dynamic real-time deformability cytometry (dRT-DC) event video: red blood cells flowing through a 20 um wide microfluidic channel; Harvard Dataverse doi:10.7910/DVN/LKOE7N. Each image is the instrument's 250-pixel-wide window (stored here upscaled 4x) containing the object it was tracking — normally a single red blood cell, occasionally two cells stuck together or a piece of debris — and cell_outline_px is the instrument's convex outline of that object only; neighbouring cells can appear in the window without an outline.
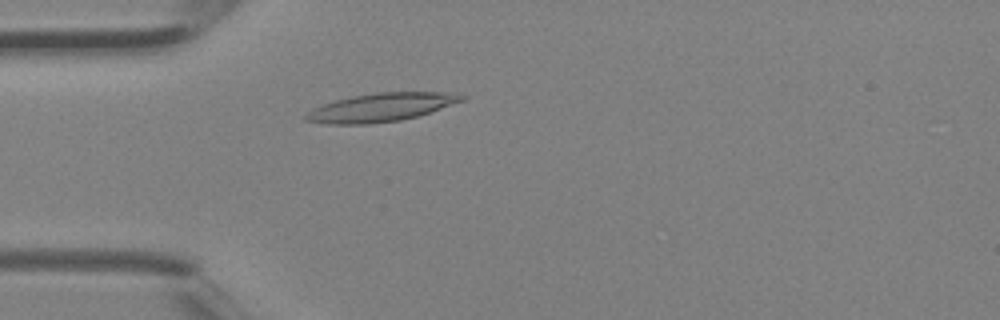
{"species": "Egyptian fruit bat (a non-hibernating species)", "species_latin": "Rousettus aegyptiacus", "temperature_condition": "room temperature", "stored_images_in_passage": 3, "camera_frame_rate_fps": 3000, "um_per_image_px": 0.085, "animal": {"sex": "female"}, "frame": {"image": 1, "passage_image": 3, "time_ms": 0.667, "image_size_px": [1000, 320], "cell_outline_px": [[468, 96], [464, 100], [416, 116], [400, 120], [368, 124], [324, 124], [304, 120], [304, 116], [312, 108], [336, 100], [352, 96], [376, 92], [460, 92]], "centroid_in_image_um": [32.4, 9.11], "position_along_channel_um": 52.6, "area_um2": 25.78}}